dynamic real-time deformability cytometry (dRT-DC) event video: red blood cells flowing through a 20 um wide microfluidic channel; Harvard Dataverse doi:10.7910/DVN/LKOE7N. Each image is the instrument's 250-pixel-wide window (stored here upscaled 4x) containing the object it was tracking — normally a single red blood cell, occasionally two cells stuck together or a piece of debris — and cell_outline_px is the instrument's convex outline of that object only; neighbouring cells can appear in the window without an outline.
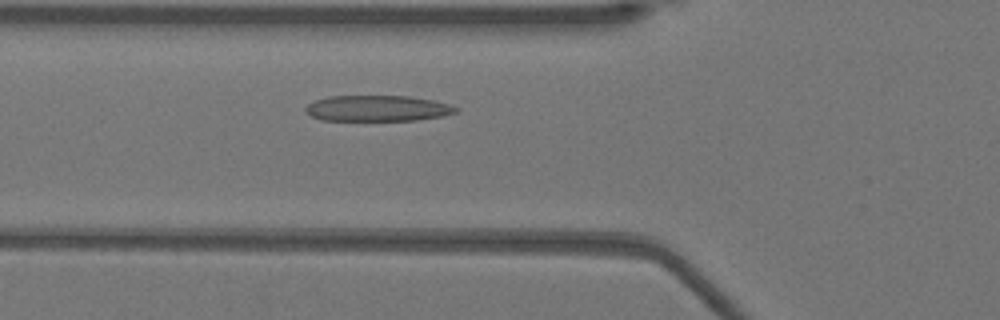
{"species": "Egyptian fruit bat (a non-hibernating species)", "species_latin": "Rousettus aegyptiacus", "temperature_condition": "warm", "stored_images_in_passage": 39, "camera_frame_rate_fps": 3000, "um_per_image_px": 0.085, "animal": {"sex": "female"}, "frame": {"image": 1, "passage_image": 11, "time_ms": 3.333, "image_size_px": [1000, 320], "cell_outline_px": [[460, 108], [456, 112], [444, 116], [416, 120], [320, 120], [312, 116], [304, 108], [312, 100], [328, 96], [408, 96], [432, 100], [448, 104]], "centroid_in_image_um": [32.07, 9.2], "position_along_channel_um": 93.7, "area_um2": 22.66}}
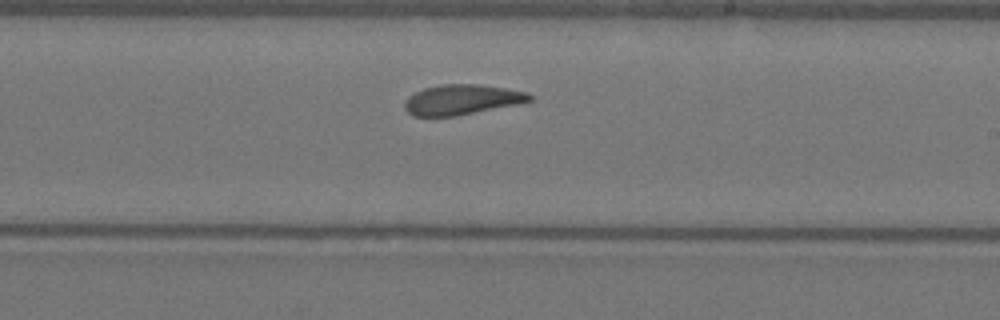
{"frame": {"image": 2, "passage_image": 23, "time_ms": 7.333, "image_size_px": [1000, 320], "cell_outline_px": [[532, 100], [520, 104], [456, 116], [412, 116], [404, 108], [404, 104], [408, 96], [424, 88], [440, 84], [480, 84], [528, 92], [532, 96]], "centroid_in_image_um": [39.27, 8.47], "position_along_channel_um": 249.7, "area_um2": 22.08}}
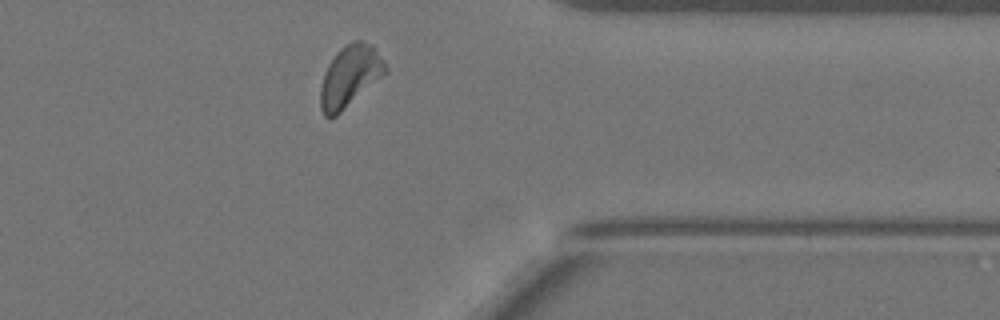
{"frame": {"image": 3, "passage_image": 34, "time_ms": 11.0, "image_size_px": [1000, 320], "cell_outline_px": [[388, 72], [336, 116], [328, 120], [324, 116], [320, 108], [320, 88], [324, 72], [328, 64], [336, 52], [340, 48], [352, 40], [360, 40], [372, 44], [384, 60], [388, 68]], "centroid_in_image_um": [29.74, 6.48], "position_along_channel_um": 381.7, "area_um2": 23.58}}